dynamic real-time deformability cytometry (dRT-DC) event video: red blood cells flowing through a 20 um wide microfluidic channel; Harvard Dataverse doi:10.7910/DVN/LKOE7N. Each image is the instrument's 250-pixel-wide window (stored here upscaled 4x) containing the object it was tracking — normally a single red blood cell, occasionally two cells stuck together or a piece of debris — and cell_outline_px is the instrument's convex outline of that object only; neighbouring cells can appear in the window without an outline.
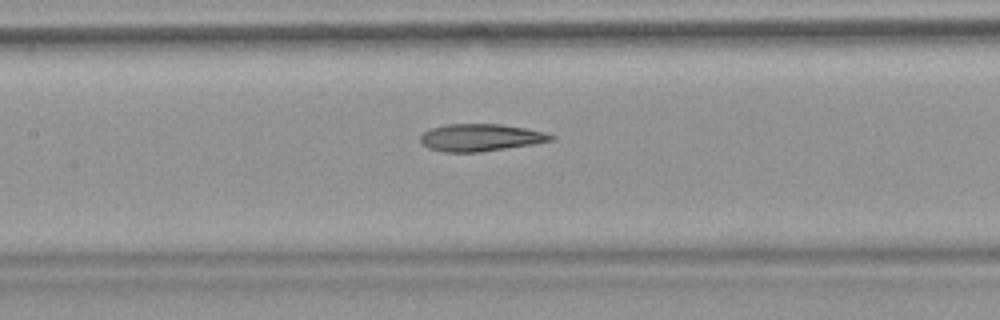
{"species": "common noctule bat (a hibernating species)", "species_latin": "Nyctalus noctula", "temperature_condition": "warm", "stored_images_in_passage": 34, "camera_frame_rate_fps": 3000, "um_per_image_px": 0.085, "animal": {"sex": "female", "body_mass_g": 18.4}, "frame": {"image": 1, "passage_image": 15, "time_ms": 4.667, "image_size_px": [1000, 320], "cell_outline_px": [[556, 140], [532, 144], [480, 152], [444, 152], [428, 148], [420, 140], [420, 136], [428, 128], [444, 124], [500, 124], [524, 128], [544, 132], [556, 136]], "centroid_in_image_um": [40.83, 11.69], "position_along_channel_um": 166.6, "area_um2": 20.81}, "authors_computed_cell_mechanics": {"area_um2": 21.5305, "velocity_mm_per_s": 3.8407, "shape_relaxation_time_tau1_ms": null, "shape_relaxation_time_tau2_ms": 3.0859, "deformation_change_tau1": null, "deformation_change_tau2": 0.1212}}